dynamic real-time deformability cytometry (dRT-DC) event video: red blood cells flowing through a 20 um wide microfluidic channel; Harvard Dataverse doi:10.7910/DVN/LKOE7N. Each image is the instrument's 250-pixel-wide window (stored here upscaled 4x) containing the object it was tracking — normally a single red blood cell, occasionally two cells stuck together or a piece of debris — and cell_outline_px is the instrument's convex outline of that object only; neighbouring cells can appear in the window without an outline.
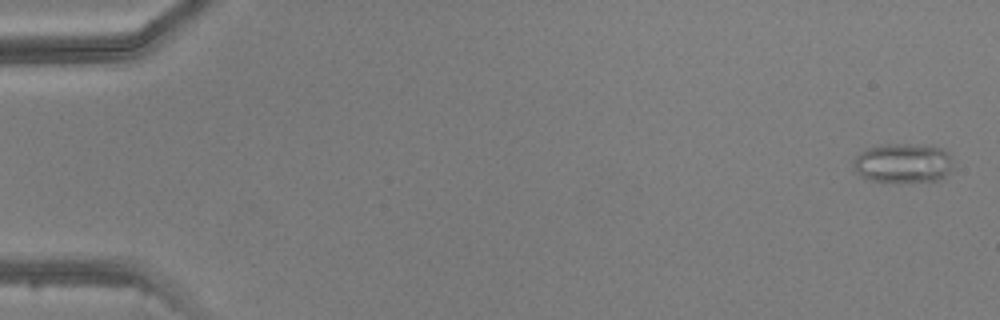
{"species": "common noctule bat (a hibernating species)", "species_latin": "Nyctalus noctula", "temperature_condition": "warm", "stored_images_in_passage": 4, "camera_frame_rate_fps": 3000, "um_per_image_px": 0.085, "animal": {"sex": "male", "body_mass_g": 20.5, "forearm_length_mm": 52.5}, "frame": {"image": 1, "passage_image": 1, "time_ms": 0.0, "image_size_px": [1000, 320], "cell_outline_px": [[952, 168], [940, 180], [864, 180], [856, 172], [852, 164], [852, 160], [860, 152], [868, 148], [888, 144], [912, 144], [940, 148], [948, 152], [952, 160]], "centroid_in_image_um": [76.72, 13.84], "position_along_channel_um": 8.3, "area_um2": 22.48}}
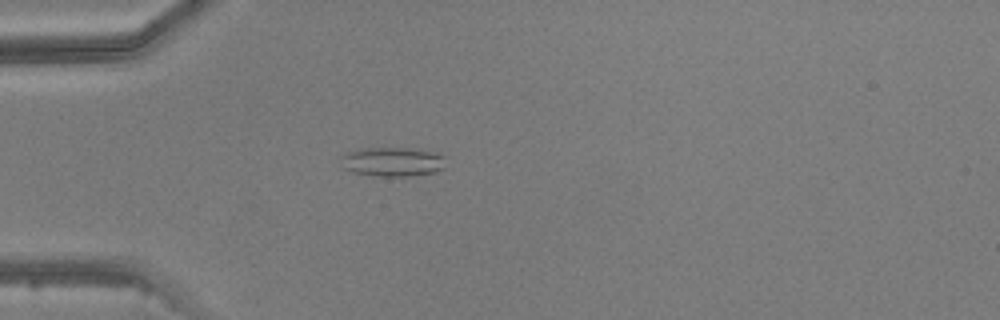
{"frame": {"image": 2, "passage_image": 4, "time_ms": 4.333, "image_size_px": [1000, 320], "cell_outline_px": [[444, 168], [436, 172], [412, 176], [372, 176], [352, 172], [344, 168], [340, 156], [348, 152], [360, 148], [420, 148], [436, 152], [444, 156]], "centroid_in_image_um": [33.39, 13.74], "position_along_channel_um": 51.6, "area_um2": 18.21}}